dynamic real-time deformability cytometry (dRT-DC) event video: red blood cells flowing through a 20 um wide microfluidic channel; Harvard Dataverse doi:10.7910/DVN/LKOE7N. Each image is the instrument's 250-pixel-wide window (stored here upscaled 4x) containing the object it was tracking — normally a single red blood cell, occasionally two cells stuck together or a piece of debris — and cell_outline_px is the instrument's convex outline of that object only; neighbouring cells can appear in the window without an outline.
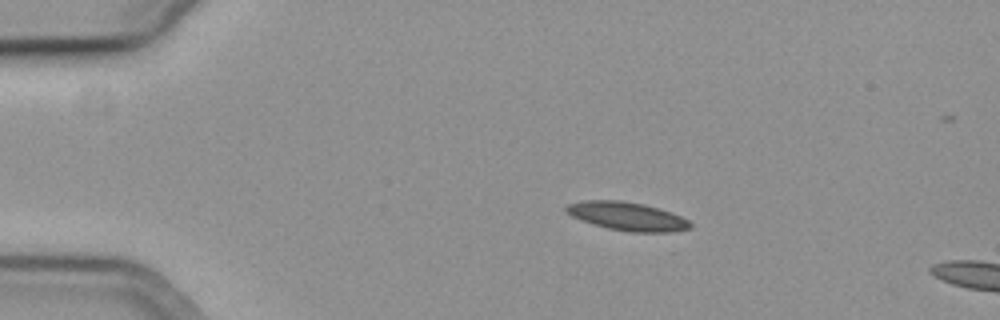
{"species": "common noctule bat (a hibernating species)", "species_latin": "Nyctalus noctula", "temperature_condition": "cold", "stored_images_in_passage": 15, "camera_frame_rate_fps": 3000, "um_per_image_px": 0.085, "animal": {"sex": "female", "body_mass_g": 19.3, "forearm_length_mm": 54.1}, "frame": {"image": 1, "passage_image": 11, "time_ms": 3.333, "image_size_px": [1000, 320], "cell_outline_px": [[692, 228], [672, 232], [628, 232], [608, 228], [580, 220], [564, 212], [564, 208], [568, 204], [584, 200], [620, 200], [644, 204], [672, 212], [688, 220], [692, 224]], "centroid_in_image_um": [53.31, 18.38], "position_along_channel_um": 31.7, "area_um2": 20.69}}